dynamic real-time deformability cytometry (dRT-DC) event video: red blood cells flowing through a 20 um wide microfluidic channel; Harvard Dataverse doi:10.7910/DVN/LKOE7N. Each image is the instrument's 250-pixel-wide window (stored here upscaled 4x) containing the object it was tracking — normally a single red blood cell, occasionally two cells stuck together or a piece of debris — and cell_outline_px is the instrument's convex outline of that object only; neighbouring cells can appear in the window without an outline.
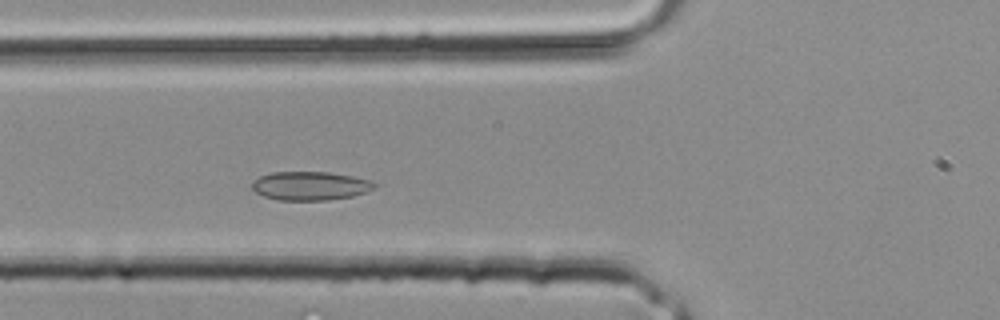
{"species": "common noctule bat (a hibernating species)", "species_latin": "Nyctalus noctula", "temperature_condition": "room temperature", "stored_images_in_passage": 21, "camera_frame_rate_fps": 3000, "um_per_image_px": 0.085, "animal": {"sex": "male", "body_mass_g": 20.4}, "frame": {"image": 1, "passage_image": 5, "time_ms": 1.333, "image_size_px": [1000, 320], "cell_outline_px": [[376, 188], [368, 192], [352, 196], [328, 200], [280, 200], [264, 196], [256, 192], [252, 188], [252, 180], [260, 176], [272, 172], [328, 172], [352, 176], [372, 180], [376, 184]], "centroid_in_image_um": [26.39, 15.79], "position_along_channel_um": 99.4, "area_um2": 20.58}}
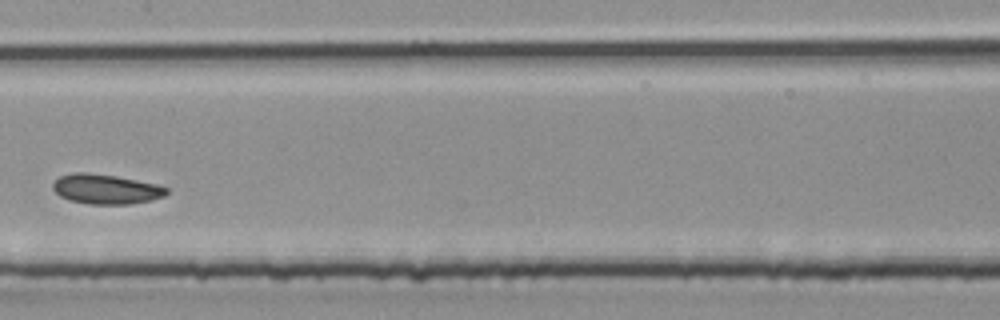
{"frame": {"image": 2, "passage_image": 10, "time_ms": 3.0, "image_size_px": [1000, 320], "cell_outline_px": [[168, 192], [164, 196], [148, 200], [128, 204], [88, 204], [68, 200], [60, 196], [52, 188], [52, 184], [60, 176], [72, 172], [84, 172], [116, 176], [156, 184], [168, 188]], "centroid_in_image_um": [8.96, 16.07], "position_along_channel_um": 198.4, "area_um2": 19.59}}
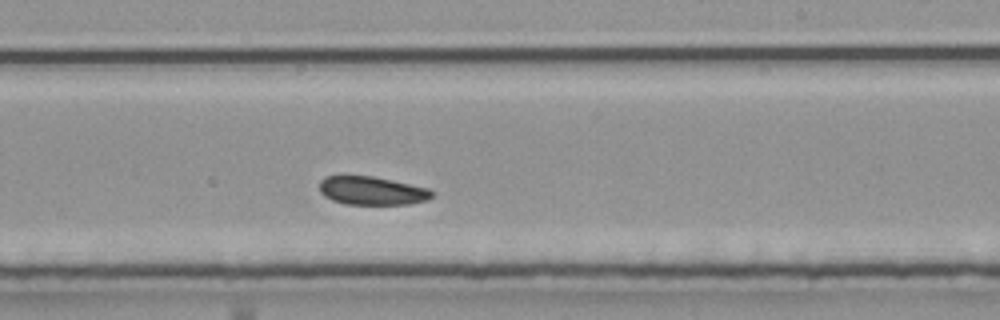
{"frame": {"image": 3, "passage_image": 13, "time_ms": 4.0, "image_size_px": [1000, 320], "cell_outline_px": [[436, 192], [428, 200], [408, 204], [344, 204], [332, 200], [324, 196], [320, 192], [320, 180], [324, 176], [372, 176], [392, 180], [428, 188]], "centroid_in_image_um": [31.62, 16.21], "position_along_channel_um": 257.4, "area_um2": 18.67}}